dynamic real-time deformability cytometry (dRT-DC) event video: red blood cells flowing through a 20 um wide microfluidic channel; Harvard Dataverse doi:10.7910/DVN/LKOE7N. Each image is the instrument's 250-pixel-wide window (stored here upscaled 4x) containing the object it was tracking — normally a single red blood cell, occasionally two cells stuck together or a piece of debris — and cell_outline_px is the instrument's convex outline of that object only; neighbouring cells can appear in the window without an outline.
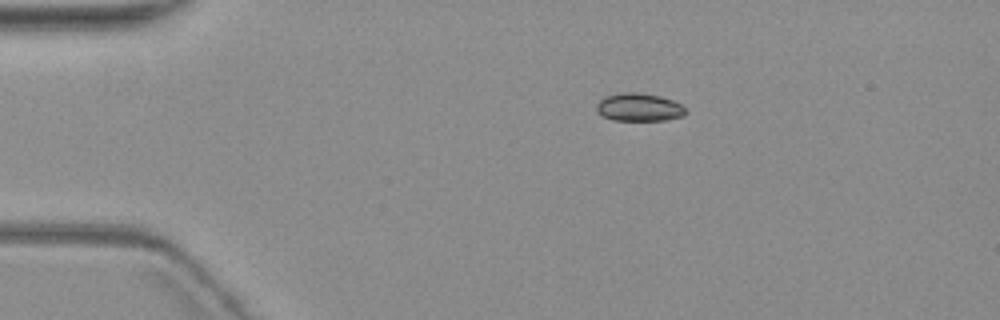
{"species": "common noctule bat (a hibernating species)", "species_latin": "Nyctalus noctula", "temperature_condition": "warm", "stored_images_in_passage": 3, "camera_frame_rate_fps": 3000, "um_per_image_px": 0.085, "animal": {"sex": "female", "body_mass_g": 19.3, "forearm_length_mm": 54.1}, "frame": {"image": 1, "passage_image": 1, "time_ms": 0.0, "image_size_px": [1000, 320], "cell_outline_px": [[688, 112], [684, 116], [664, 120], [612, 120], [596, 112], [596, 104], [604, 96], [624, 92], [636, 92], [660, 96], [672, 100], [680, 104]], "centroid_in_image_um": [54.3, 9.11], "position_along_channel_um": 30.7, "area_um2": 14.57}}
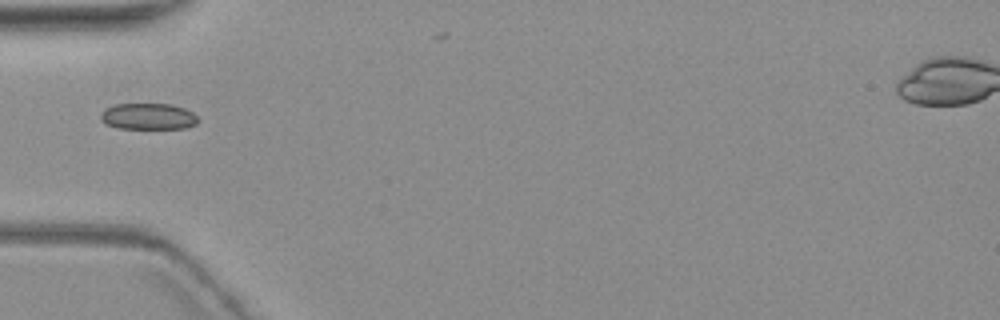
{"frame": {"image": 2, "passage_image": 3, "time_ms": 2.667, "image_size_px": [1000, 320], "cell_outline_px": [[200, 120], [196, 124], [184, 128], [116, 128], [104, 124], [100, 120], [100, 112], [104, 108], [116, 104], [172, 104], [184, 108], [192, 112]], "centroid_in_image_um": [12.55, 9.89], "position_along_channel_um": 72.4, "area_um2": 15.09}}